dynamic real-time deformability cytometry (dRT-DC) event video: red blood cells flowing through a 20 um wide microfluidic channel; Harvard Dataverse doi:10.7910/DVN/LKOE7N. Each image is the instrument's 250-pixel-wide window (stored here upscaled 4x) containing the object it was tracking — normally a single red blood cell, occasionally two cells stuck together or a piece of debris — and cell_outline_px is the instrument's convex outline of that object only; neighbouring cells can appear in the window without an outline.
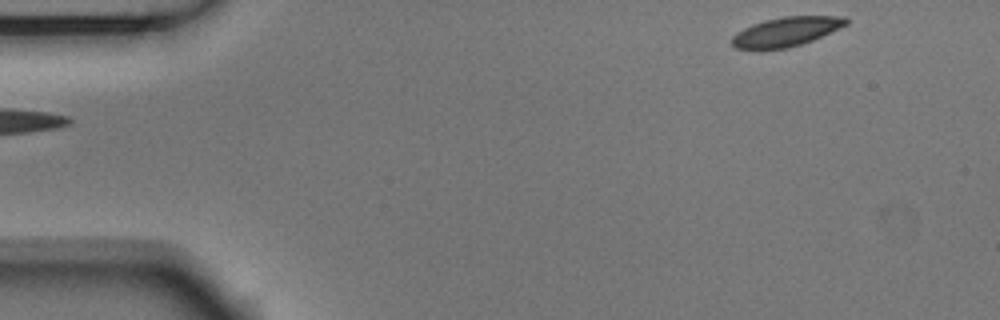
{"species": "Egyptian fruit bat (a non-hibernating species)", "species_latin": "Rousettus aegyptiacus", "temperature_condition": "room temperature", "stored_images_in_passage": 3, "camera_frame_rate_fps": 3000, "um_per_image_px": 0.085, "animal": {"sex": "male"}, "frame": {"image": 1, "passage_image": 1, "time_ms": 0.0, "image_size_px": [1000, 320], "cell_outline_px": [[848, 24], [812, 40], [788, 48], [736, 48], [732, 44], [732, 36], [736, 32], [752, 24], [764, 20], [784, 16], [844, 16], [848, 20]], "centroid_in_image_um": [66.83, 2.67], "position_along_channel_um": 18.2, "area_um2": 19.13}}
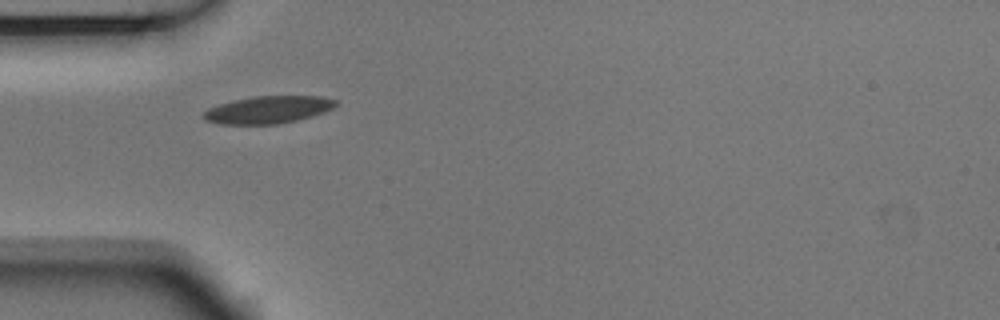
{"frame": {"image": 2, "passage_image": 3, "time_ms": 0.667, "image_size_px": [1000, 320], "cell_outline_px": [[340, 104], [324, 112], [296, 120], [276, 124], [220, 124], [204, 120], [204, 112], [208, 108], [232, 100], [256, 96], [320, 96], [336, 100]], "centroid_in_image_um": [22.79, 9.32], "position_along_channel_um": 62.2, "area_um2": 20.98}}